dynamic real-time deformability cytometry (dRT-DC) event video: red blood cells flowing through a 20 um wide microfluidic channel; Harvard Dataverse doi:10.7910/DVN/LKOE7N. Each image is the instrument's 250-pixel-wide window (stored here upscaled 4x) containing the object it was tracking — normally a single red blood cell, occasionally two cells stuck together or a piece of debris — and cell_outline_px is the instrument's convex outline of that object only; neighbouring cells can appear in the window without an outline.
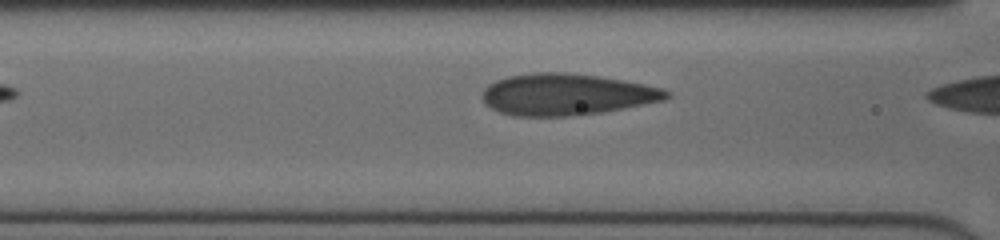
{"species": "human", "species_latin": "Homo sapiens", "temperature_condition": "cold", "stored_images_in_passage": 7, "camera_frame_rate_fps": 3000, "um_per_image_px": 0.085, "donor": {"sex": "female"}, "frame": {"image": 1, "passage_image": 6, "time_ms": 1.667, "image_size_px": [1000, 240], "cell_outline_px": [[672, 96], [664, 100], [624, 108], [600, 112], [564, 116], [512, 116], [500, 112], [484, 104], [480, 96], [484, 88], [488, 84], [496, 80], [508, 76], [532, 72], [564, 72], [596, 76], [644, 84], [664, 88], [672, 92]], "centroid_in_image_um": [48.12, 8.02], "position_along_channel_um": 118.5, "area_um2": 44.68}}